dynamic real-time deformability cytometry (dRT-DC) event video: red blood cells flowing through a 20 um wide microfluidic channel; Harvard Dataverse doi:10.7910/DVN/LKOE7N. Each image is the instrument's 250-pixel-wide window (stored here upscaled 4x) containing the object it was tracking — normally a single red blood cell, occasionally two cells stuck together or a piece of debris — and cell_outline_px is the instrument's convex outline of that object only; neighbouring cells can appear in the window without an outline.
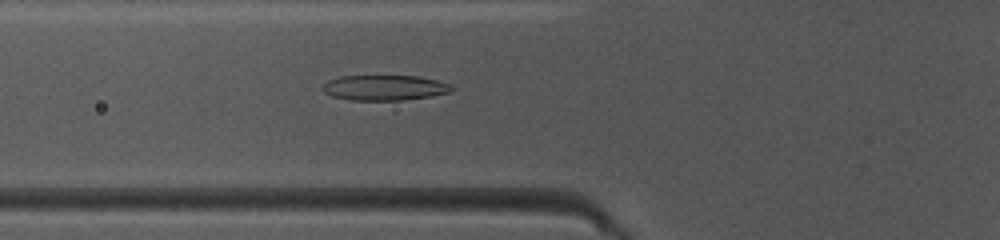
{"species": "common noctule bat (a hibernating species)", "species_latin": "Nyctalus noctula", "temperature_condition": "warm", "stored_images_in_passage": 45, "camera_frame_rate_fps": 3000, "um_per_image_px": 0.085, "animal": {"sex": "female", "body_mass_g": 10.0, "forearm_length_mm": 53.1}, "frame": {"image": 1, "passage_image": 15, "time_ms": 4.667, "image_size_px": [1000, 240], "cell_outline_px": [[456, 88], [452, 92], [432, 96], [404, 100], [352, 100], [332, 96], [324, 92], [324, 84], [328, 80], [340, 76], [416, 76], [436, 80], [452, 84]], "centroid_in_image_um": [32.76, 7.46], "position_along_channel_um": 93.0, "area_um2": 19.07}}
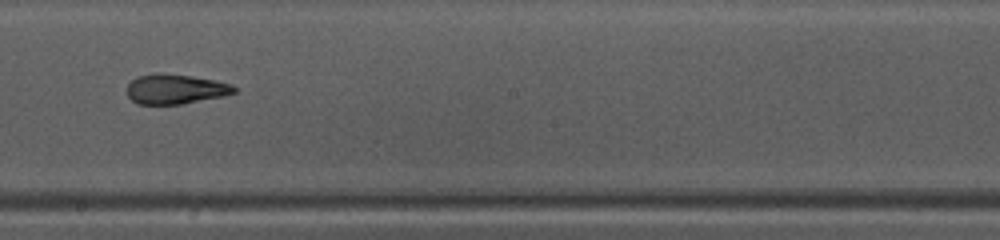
{"frame": {"image": 2, "passage_image": 25, "time_ms": 8.0, "image_size_px": [1000, 240], "cell_outline_px": [[236, 92], [224, 96], [180, 104], [136, 104], [128, 96], [128, 84], [132, 80], [140, 76], [156, 72], [164, 72], [192, 76], [216, 80], [232, 84], [236, 88]], "centroid_in_image_um": [14.93, 7.56], "position_along_channel_um": 233.3, "area_um2": 18.73}}
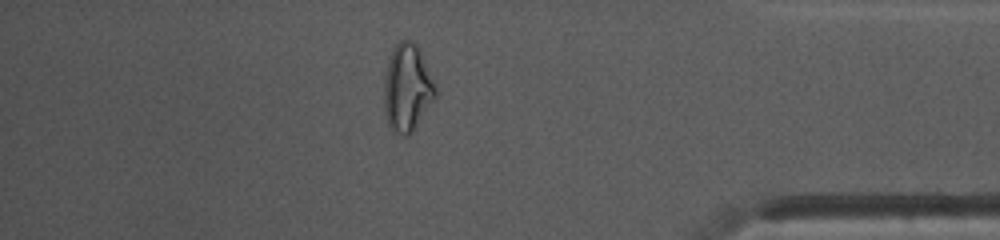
{"frame": {"image": 3, "passage_image": 39, "time_ms": 12.667, "image_size_px": [1000, 240], "cell_outline_px": [[436, 96], [412, 132], [408, 136], [404, 136], [396, 132], [388, 124], [384, 112], [384, 80], [388, 64], [392, 52], [396, 44], [400, 40], [412, 40], [420, 48], [436, 88]], "centroid_in_image_um": [34.61, 7.46], "position_along_channel_um": 400.6, "area_um2": 25.89}, "authors_computed_cell_mechanics": {"area_um2": 20.0566, "velocity_mm_per_s": 4.1667, "shape_relaxation_time_tau1_ms": 8.0631, "shape_relaxation_time_tau2_ms": 2.0628, "deformation_change_tau1": 0.2589, "deformation_change_tau2": 0.0976}}